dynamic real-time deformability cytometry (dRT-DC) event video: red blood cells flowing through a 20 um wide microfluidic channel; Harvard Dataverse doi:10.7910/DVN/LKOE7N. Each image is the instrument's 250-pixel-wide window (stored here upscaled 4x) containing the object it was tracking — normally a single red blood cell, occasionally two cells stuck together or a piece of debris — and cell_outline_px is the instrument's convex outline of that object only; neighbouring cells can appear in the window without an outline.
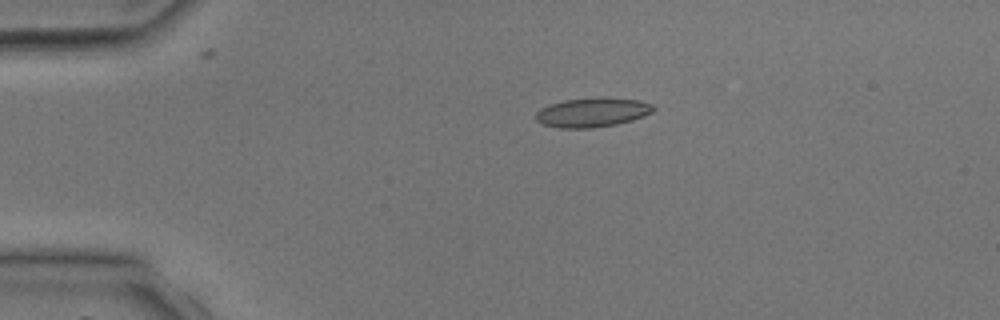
{"species": "common noctule bat (a hibernating species)", "species_latin": "Nyctalus noctula", "temperature_condition": "room temperature", "stored_images_in_passage": 2, "camera_frame_rate_fps": 3000, "um_per_image_px": 0.085, "animal": {"sex": "male", "body_mass_g": 17.9, "forearm_length_mm": 54.2}, "frame": {"image": 1, "passage_image": 1, "time_ms": 0.0, "image_size_px": [1000, 320], "cell_outline_px": [[656, 108], [652, 112], [644, 116], [632, 120], [616, 124], [592, 128], [560, 128], [544, 124], [536, 120], [536, 112], [540, 108], [548, 104], [564, 100], [600, 96], [640, 100], [652, 104]], "centroid_in_image_um": [50.36, 9.53], "position_along_channel_um": 34.6, "area_um2": 20.35}}